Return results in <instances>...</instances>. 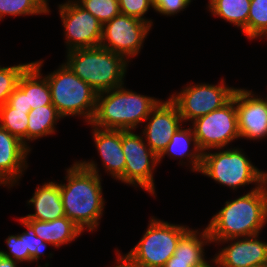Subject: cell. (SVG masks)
<instances>
[{"instance_id":"22","label":"cell","mask_w":267,"mask_h":267,"mask_svg":"<svg viewBox=\"0 0 267 267\" xmlns=\"http://www.w3.org/2000/svg\"><path fill=\"white\" fill-rule=\"evenodd\" d=\"M63 119L54 105H45L30 110L28 113L27 148L32 151L29 143L58 132L56 125Z\"/></svg>"},{"instance_id":"26","label":"cell","mask_w":267,"mask_h":267,"mask_svg":"<svg viewBox=\"0 0 267 267\" xmlns=\"http://www.w3.org/2000/svg\"><path fill=\"white\" fill-rule=\"evenodd\" d=\"M51 12L46 0H0V20L7 15L23 17L49 15Z\"/></svg>"},{"instance_id":"20","label":"cell","mask_w":267,"mask_h":267,"mask_svg":"<svg viewBox=\"0 0 267 267\" xmlns=\"http://www.w3.org/2000/svg\"><path fill=\"white\" fill-rule=\"evenodd\" d=\"M44 60L32 61L18 81V87L26 94L27 108L35 109L53 105L47 78L42 74Z\"/></svg>"},{"instance_id":"8","label":"cell","mask_w":267,"mask_h":267,"mask_svg":"<svg viewBox=\"0 0 267 267\" xmlns=\"http://www.w3.org/2000/svg\"><path fill=\"white\" fill-rule=\"evenodd\" d=\"M237 87L229 86L225 79L218 84L189 82L169 98L177 105L183 124L223 107L233 97Z\"/></svg>"},{"instance_id":"23","label":"cell","mask_w":267,"mask_h":267,"mask_svg":"<svg viewBox=\"0 0 267 267\" xmlns=\"http://www.w3.org/2000/svg\"><path fill=\"white\" fill-rule=\"evenodd\" d=\"M250 4L251 0H213L206 9L212 17H219L239 28L247 38Z\"/></svg>"},{"instance_id":"10","label":"cell","mask_w":267,"mask_h":267,"mask_svg":"<svg viewBox=\"0 0 267 267\" xmlns=\"http://www.w3.org/2000/svg\"><path fill=\"white\" fill-rule=\"evenodd\" d=\"M190 125L203 153L226 148L235 140H239L235 92L232 99L223 107L196 118Z\"/></svg>"},{"instance_id":"7","label":"cell","mask_w":267,"mask_h":267,"mask_svg":"<svg viewBox=\"0 0 267 267\" xmlns=\"http://www.w3.org/2000/svg\"><path fill=\"white\" fill-rule=\"evenodd\" d=\"M141 239L125 255L135 263L147 267H163L174 255L180 238L190 229L182 223L174 224L150 216Z\"/></svg>"},{"instance_id":"35","label":"cell","mask_w":267,"mask_h":267,"mask_svg":"<svg viewBox=\"0 0 267 267\" xmlns=\"http://www.w3.org/2000/svg\"><path fill=\"white\" fill-rule=\"evenodd\" d=\"M115 252H116V260L114 262L115 265L112 267H147L135 263L130 258H128L125 255V253L124 254L121 253L118 249H116Z\"/></svg>"},{"instance_id":"30","label":"cell","mask_w":267,"mask_h":267,"mask_svg":"<svg viewBox=\"0 0 267 267\" xmlns=\"http://www.w3.org/2000/svg\"><path fill=\"white\" fill-rule=\"evenodd\" d=\"M7 251L0 250V255L4 258L12 259L13 261L20 263H32V258L29 255L28 249L25 245V231L14 235H9L5 239Z\"/></svg>"},{"instance_id":"18","label":"cell","mask_w":267,"mask_h":267,"mask_svg":"<svg viewBox=\"0 0 267 267\" xmlns=\"http://www.w3.org/2000/svg\"><path fill=\"white\" fill-rule=\"evenodd\" d=\"M183 125L175 131L167 147L158 157V164L160 165V162L167 156L172 160H179L178 164L187 165L190 171L198 174L202 165L203 152L195 139L192 126L188 123L189 126L184 128Z\"/></svg>"},{"instance_id":"15","label":"cell","mask_w":267,"mask_h":267,"mask_svg":"<svg viewBox=\"0 0 267 267\" xmlns=\"http://www.w3.org/2000/svg\"><path fill=\"white\" fill-rule=\"evenodd\" d=\"M259 235L211 241L223 246L214 255L221 267H261L267 261V241Z\"/></svg>"},{"instance_id":"19","label":"cell","mask_w":267,"mask_h":267,"mask_svg":"<svg viewBox=\"0 0 267 267\" xmlns=\"http://www.w3.org/2000/svg\"><path fill=\"white\" fill-rule=\"evenodd\" d=\"M27 206H31L34 213L22 216L24 219L39 221H52L65 216L61 199L60 185L57 181L44 182L38 185L32 198L27 200Z\"/></svg>"},{"instance_id":"25","label":"cell","mask_w":267,"mask_h":267,"mask_svg":"<svg viewBox=\"0 0 267 267\" xmlns=\"http://www.w3.org/2000/svg\"><path fill=\"white\" fill-rule=\"evenodd\" d=\"M29 112L30 110L14 109L7 102L0 106V125L22 141L26 147Z\"/></svg>"},{"instance_id":"39","label":"cell","mask_w":267,"mask_h":267,"mask_svg":"<svg viewBox=\"0 0 267 267\" xmlns=\"http://www.w3.org/2000/svg\"><path fill=\"white\" fill-rule=\"evenodd\" d=\"M261 267H267V261Z\"/></svg>"},{"instance_id":"21","label":"cell","mask_w":267,"mask_h":267,"mask_svg":"<svg viewBox=\"0 0 267 267\" xmlns=\"http://www.w3.org/2000/svg\"><path fill=\"white\" fill-rule=\"evenodd\" d=\"M25 220L33 227L36 236L55 248L72 243L84 233L79 226L66 216L52 221Z\"/></svg>"},{"instance_id":"38","label":"cell","mask_w":267,"mask_h":267,"mask_svg":"<svg viewBox=\"0 0 267 267\" xmlns=\"http://www.w3.org/2000/svg\"><path fill=\"white\" fill-rule=\"evenodd\" d=\"M198 267H221V265H220V262L218 261V259L215 256H213L212 258H210V260L206 259Z\"/></svg>"},{"instance_id":"29","label":"cell","mask_w":267,"mask_h":267,"mask_svg":"<svg viewBox=\"0 0 267 267\" xmlns=\"http://www.w3.org/2000/svg\"><path fill=\"white\" fill-rule=\"evenodd\" d=\"M86 11L95 16L104 25L120 14L118 0H75Z\"/></svg>"},{"instance_id":"34","label":"cell","mask_w":267,"mask_h":267,"mask_svg":"<svg viewBox=\"0 0 267 267\" xmlns=\"http://www.w3.org/2000/svg\"><path fill=\"white\" fill-rule=\"evenodd\" d=\"M7 103L14 109L31 110V108H27L26 94L18 86L9 96Z\"/></svg>"},{"instance_id":"2","label":"cell","mask_w":267,"mask_h":267,"mask_svg":"<svg viewBox=\"0 0 267 267\" xmlns=\"http://www.w3.org/2000/svg\"><path fill=\"white\" fill-rule=\"evenodd\" d=\"M227 200L207 224L211 241L260 234L267 225V180L259 188Z\"/></svg>"},{"instance_id":"28","label":"cell","mask_w":267,"mask_h":267,"mask_svg":"<svg viewBox=\"0 0 267 267\" xmlns=\"http://www.w3.org/2000/svg\"><path fill=\"white\" fill-rule=\"evenodd\" d=\"M31 64L32 62L6 67L0 65V106L8 102L9 96L18 85L20 76Z\"/></svg>"},{"instance_id":"27","label":"cell","mask_w":267,"mask_h":267,"mask_svg":"<svg viewBox=\"0 0 267 267\" xmlns=\"http://www.w3.org/2000/svg\"><path fill=\"white\" fill-rule=\"evenodd\" d=\"M267 39V0H251L247 21L248 40Z\"/></svg>"},{"instance_id":"12","label":"cell","mask_w":267,"mask_h":267,"mask_svg":"<svg viewBox=\"0 0 267 267\" xmlns=\"http://www.w3.org/2000/svg\"><path fill=\"white\" fill-rule=\"evenodd\" d=\"M63 27L66 52L100 46L102 24L75 0L57 5Z\"/></svg>"},{"instance_id":"24","label":"cell","mask_w":267,"mask_h":267,"mask_svg":"<svg viewBox=\"0 0 267 267\" xmlns=\"http://www.w3.org/2000/svg\"><path fill=\"white\" fill-rule=\"evenodd\" d=\"M211 244L207 227L203 230L190 228L177 243L175 260L205 261L207 259L205 248Z\"/></svg>"},{"instance_id":"1","label":"cell","mask_w":267,"mask_h":267,"mask_svg":"<svg viewBox=\"0 0 267 267\" xmlns=\"http://www.w3.org/2000/svg\"><path fill=\"white\" fill-rule=\"evenodd\" d=\"M59 183L65 216L83 231L98 230L104 214L102 175L95 160H79L68 167Z\"/></svg>"},{"instance_id":"36","label":"cell","mask_w":267,"mask_h":267,"mask_svg":"<svg viewBox=\"0 0 267 267\" xmlns=\"http://www.w3.org/2000/svg\"><path fill=\"white\" fill-rule=\"evenodd\" d=\"M204 261H183V260H175V256L173 255L168 259L163 267H198Z\"/></svg>"},{"instance_id":"31","label":"cell","mask_w":267,"mask_h":267,"mask_svg":"<svg viewBox=\"0 0 267 267\" xmlns=\"http://www.w3.org/2000/svg\"><path fill=\"white\" fill-rule=\"evenodd\" d=\"M19 223L24 226L25 230V245L29 251V255L32 258V263L40 260L41 256H45V250L49 243L43 241L40 237L36 236L33 227L23 218H18Z\"/></svg>"},{"instance_id":"14","label":"cell","mask_w":267,"mask_h":267,"mask_svg":"<svg viewBox=\"0 0 267 267\" xmlns=\"http://www.w3.org/2000/svg\"><path fill=\"white\" fill-rule=\"evenodd\" d=\"M144 122L142 137L158 157L175 131L183 124L178 107L170 98L165 101L161 99Z\"/></svg>"},{"instance_id":"4","label":"cell","mask_w":267,"mask_h":267,"mask_svg":"<svg viewBox=\"0 0 267 267\" xmlns=\"http://www.w3.org/2000/svg\"><path fill=\"white\" fill-rule=\"evenodd\" d=\"M64 63L97 93L126 84L129 63L122 55L101 46L66 52Z\"/></svg>"},{"instance_id":"33","label":"cell","mask_w":267,"mask_h":267,"mask_svg":"<svg viewBox=\"0 0 267 267\" xmlns=\"http://www.w3.org/2000/svg\"><path fill=\"white\" fill-rule=\"evenodd\" d=\"M193 0H152L154 11L161 16H176L184 11Z\"/></svg>"},{"instance_id":"9","label":"cell","mask_w":267,"mask_h":267,"mask_svg":"<svg viewBox=\"0 0 267 267\" xmlns=\"http://www.w3.org/2000/svg\"><path fill=\"white\" fill-rule=\"evenodd\" d=\"M122 148L125 155L124 185L142 188L157 197L154 171L158 167V156L149 148L142 134L135 130H122Z\"/></svg>"},{"instance_id":"37","label":"cell","mask_w":267,"mask_h":267,"mask_svg":"<svg viewBox=\"0 0 267 267\" xmlns=\"http://www.w3.org/2000/svg\"><path fill=\"white\" fill-rule=\"evenodd\" d=\"M19 263L0 255V267H19Z\"/></svg>"},{"instance_id":"5","label":"cell","mask_w":267,"mask_h":267,"mask_svg":"<svg viewBox=\"0 0 267 267\" xmlns=\"http://www.w3.org/2000/svg\"><path fill=\"white\" fill-rule=\"evenodd\" d=\"M199 173L233 192L249 184L259 188L267 180V172L255 166L246 152L233 144L204 152Z\"/></svg>"},{"instance_id":"32","label":"cell","mask_w":267,"mask_h":267,"mask_svg":"<svg viewBox=\"0 0 267 267\" xmlns=\"http://www.w3.org/2000/svg\"><path fill=\"white\" fill-rule=\"evenodd\" d=\"M120 13L128 15L144 22H147L153 26V21L150 18L145 17L149 9L154 10L152 0H118Z\"/></svg>"},{"instance_id":"11","label":"cell","mask_w":267,"mask_h":267,"mask_svg":"<svg viewBox=\"0 0 267 267\" xmlns=\"http://www.w3.org/2000/svg\"><path fill=\"white\" fill-rule=\"evenodd\" d=\"M151 29V24L120 13L102 25L100 46L122 55L130 63L141 52Z\"/></svg>"},{"instance_id":"3","label":"cell","mask_w":267,"mask_h":267,"mask_svg":"<svg viewBox=\"0 0 267 267\" xmlns=\"http://www.w3.org/2000/svg\"><path fill=\"white\" fill-rule=\"evenodd\" d=\"M161 99L142 95L125 84L97 94L96 110L90 124L105 130H136Z\"/></svg>"},{"instance_id":"6","label":"cell","mask_w":267,"mask_h":267,"mask_svg":"<svg viewBox=\"0 0 267 267\" xmlns=\"http://www.w3.org/2000/svg\"><path fill=\"white\" fill-rule=\"evenodd\" d=\"M44 76L48 81L52 104L59 114L63 118L82 117L87 125L90 124L95 114L98 93L64 62L58 69Z\"/></svg>"},{"instance_id":"16","label":"cell","mask_w":267,"mask_h":267,"mask_svg":"<svg viewBox=\"0 0 267 267\" xmlns=\"http://www.w3.org/2000/svg\"><path fill=\"white\" fill-rule=\"evenodd\" d=\"M30 152L22 141L0 125V186L9 190L19 186L29 167L27 162Z\"/></svg>"},{"instance_id":"40","label":"cell","mask_w":267,"mask_h":267,"mask_svg":"<svg viewBox=\"0 0 267 267\" xmlns=\"http://www.w3.org/2000/svg\"><path fill=\"white\" fill-rule=\"evenodd\" d=\"M213 0H208V3L206 5V7L212 2Z\"/></svg>"},{"instance_id":"17","label":"cell","mask_w":267,"mask_h":267,"mask_svg":"<svg viewBox=\"0 0 267 267\" xmlns=\"http://www.w3.org/2000/svg\"><path fill=\"white\" fill-rule=\"evenodd\" d=\"M89 125L104 172L112 179L124 183L126 160L122 148V130H105Z\"/></svg>"},{"instance_id":"13","label":"cell","mask_w":267,"mask_h":267,"mask_svg":"<svg viewBox=\"0 0 267 267\" xmlns=\"http://www.w3.org/2000/svg\"><path fill=\"white\" fill-rule=\"evenodd\" d=\"M258 95L243 87L235 90L240 139L262 141L267 138V98Z\"/></svg>"}]
</instances>
